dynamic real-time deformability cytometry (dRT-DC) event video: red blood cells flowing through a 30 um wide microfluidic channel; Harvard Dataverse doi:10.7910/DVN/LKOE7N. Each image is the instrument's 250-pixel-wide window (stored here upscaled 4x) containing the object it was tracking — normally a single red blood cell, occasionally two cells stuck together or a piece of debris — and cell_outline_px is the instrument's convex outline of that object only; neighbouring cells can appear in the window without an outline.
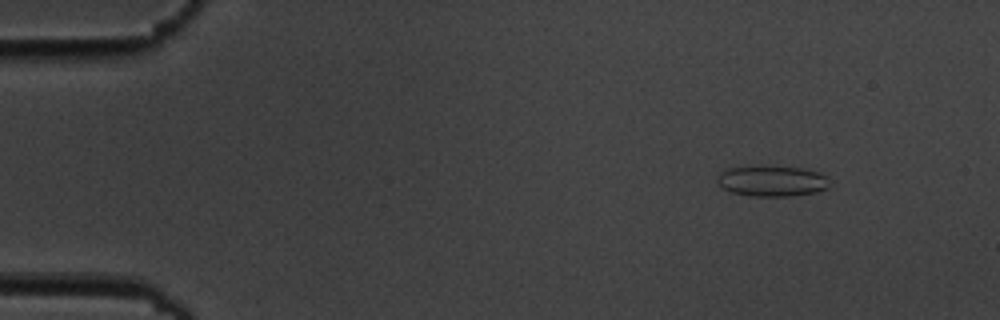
{"species": "common noctule bat (a hibernating species)", "species_latin": "Nyctalus noctula", "temperature_condition": "cold", "stored_images_in_passage": 4, "camera_frame_rate_fps": 3000, "um_per_image_px": 0.085, "animal": {"sex": "male", "body_mass_g": 19.5, "forearm_length_mm": 54.6}, "frame": {"image": 1, "passage_image": 2, "time_ms": 1.333, "image_size_px": [1000, 320], "cell_outline_px": [[828, 188], [816, 192], [792, 196], [752, 196], [732, 192], [724, 188], [716, 180], [716, 176], [720, 172], [728, 168], [804, 168], [820, 172], [824, 176]], "centroid_in_image_um": [65.61, 15.42], "position_along_channel_um": 19.4, "area_um2": 19.36}}